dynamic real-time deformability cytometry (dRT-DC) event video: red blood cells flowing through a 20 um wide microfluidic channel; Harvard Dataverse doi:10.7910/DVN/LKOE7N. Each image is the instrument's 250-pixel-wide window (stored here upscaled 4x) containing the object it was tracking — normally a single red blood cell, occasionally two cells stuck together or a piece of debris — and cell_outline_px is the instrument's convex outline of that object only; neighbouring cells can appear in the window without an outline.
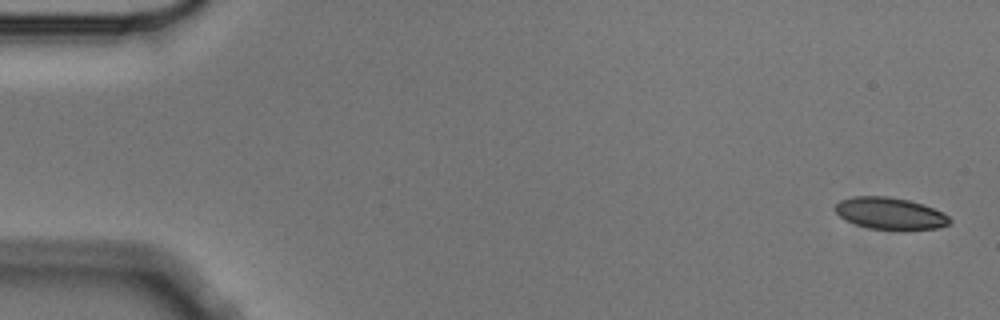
{"species": "Egyptian fruit bat (a non-hibernating species)", "species_latin": "Rousettus aegyptiacus", "temperature_condition": "cold", "stored_images_in_passage": 4, "camera_frame_rate_fps": 3000, "um_per_image_px": 0.085, "animal": {"sex": "male"}, "frame": {"image": 1, "passage_image": 1, "time_ms": 0.0, "image_size_px": [1000, 320], "cell_outline_px": [[952, 220], [948, 224], [936, 228], [904, 232], [868, 228], [844, 220], [836, 212], [836, 204], [840, 200], [852, 196], [888, 196], [908, 200], [944, 212]], "centroid_in_image_um": [75.67, 18.17], "position_along_channel_um": 9.3, "area_um2": 21.68}}